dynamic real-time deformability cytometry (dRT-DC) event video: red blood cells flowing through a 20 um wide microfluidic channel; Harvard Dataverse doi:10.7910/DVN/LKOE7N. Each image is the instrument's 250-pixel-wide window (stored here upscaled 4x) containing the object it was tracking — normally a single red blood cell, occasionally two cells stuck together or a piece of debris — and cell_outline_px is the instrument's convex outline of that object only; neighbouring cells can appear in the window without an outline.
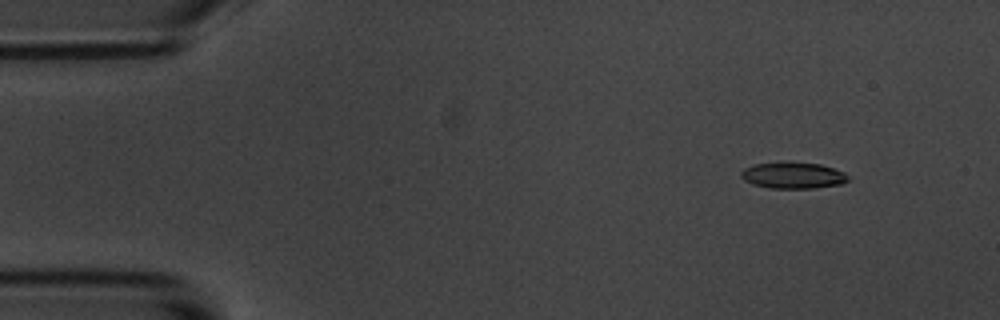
{"species": "common noctule bat (a hibernating species)", "species_latin": "Nyctalus noctula", "temperature_condition": "room temperature", "stored_images_in_passage": 51, "camera_frame_rate_fps": 3000, "um_per_image_px": 0.085, "animal": {"sex": "male", "body_mass_g": 20.1, "forearm_length_mm": 53.5}, "frame": {"image": 1, "passage_image": 1, "time_ms": 0.0, "image_size_px": [1000, 320], "cell_outline_px": [[848, 180], [840, 184], [812, 188], [768, 188], [752, 184], [744, 180], [740, 176], [740, 172], [744, 168], [752, 164], [788, 160], [820, 164], [844, 172], [848, 176]], "centroid_in_image_um": [67.34, 14.88], "position_along_channel_um": 17.7, "area_um2": 16.82}}
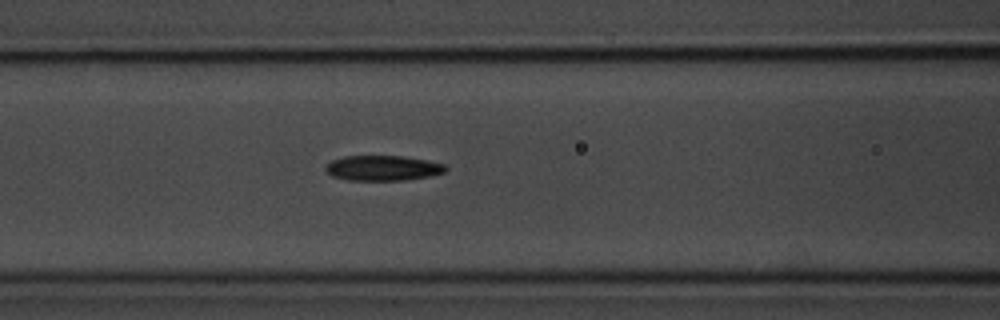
{"frame": {"image": 2, "passage_image": 18, "time_ms": 5.667, "image_size_px": [1000, 320], "cell_outline_px": [[448, 168], [444, 172], [428, 176], [404, 180], [348, 180], [332, 176], [324, 168], [332, 160], [344, 156], [404, 156], [444, 164]], "centroid_in_image_um": [32.52, 14.28], "position_along_channel_um": 134.1, "area_um2": 17.4}}
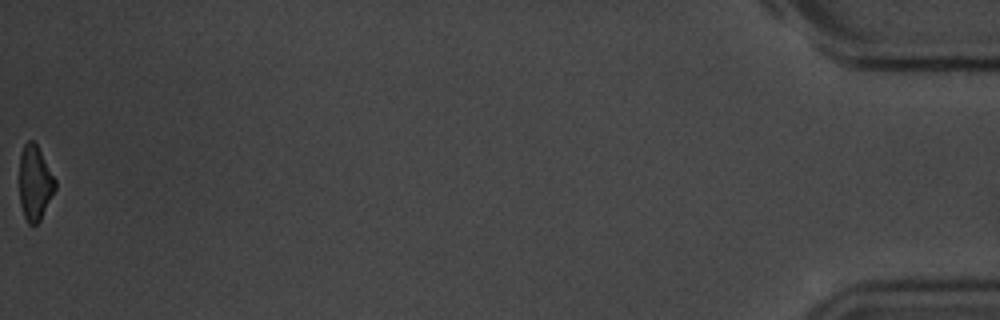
{"frame": {"image": 3, "passage_image": 51, "time_ms": 16.667, "image_size_px": [1000, 320], "cell_outline_px": [[56, 188], [40, 220], [36, 224], [28, 224], [24, 216], [20, 204], [20, 152], [24, 144], [28, 140], [32, 140], [36, 144], [56, 180]], "centroid_in_image_um": [2.96, 15.55], "position_along_channel_um": 432.2, "area_um2": 15.43}, "authors_computed_cell_mechanics": {"area_um2": 17.4556, "velocity_mm_per_s": 3.6342, "shape_relaxation_time_tau1_ms": 3.5789, "shape_relaxation_time_tau2_ms": 9.8765, "deformation_change_tau1": 0.1653, "deformation_change_tau2": 0.2161}}